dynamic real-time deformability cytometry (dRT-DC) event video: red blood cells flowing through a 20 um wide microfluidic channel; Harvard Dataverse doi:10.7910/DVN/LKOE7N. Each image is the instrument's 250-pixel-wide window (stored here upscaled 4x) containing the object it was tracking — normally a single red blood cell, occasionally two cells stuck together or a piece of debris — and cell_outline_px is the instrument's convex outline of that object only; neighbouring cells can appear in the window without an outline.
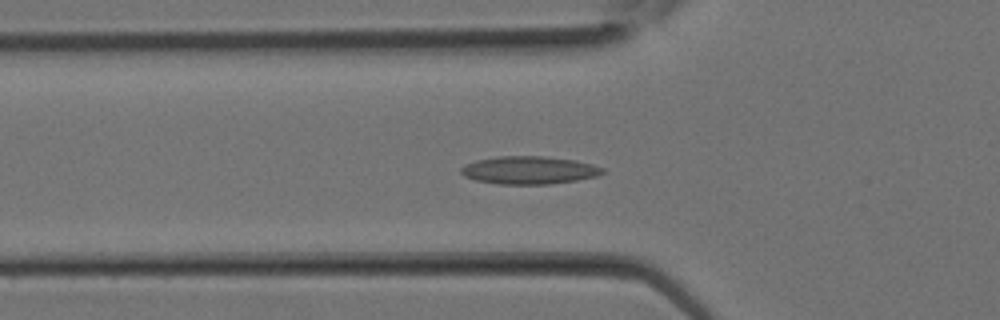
{"species": "Egyptian fruit bat (a non-hibernating species)", "species_latin": "Rousettus aegyptiacus", "temperature_condition": "room temperature", "stored_images_in_passage": 20, "camera_frame_rate_fps": 3000, "um_per_image_px": 0.085, "animal": {"sex": "female"}, "frame": {"image": 1, "passage_image": 9, "time_ms": 2.667, "image_size_px": [1000, 320], "cell_outline_px": [[604, 172], [596, 176], [576, 180], [548, 184], [500, 184], [476, 180], [464, 176], [460, 172], [460, 168], [464, 164], [476, 160], [500, 156], [544, 156], [576, 160], [592, 164], [604, 168]], "centroid_in_image_um": [44.95, 14.46], "position_along_channel_um": 80.8, "area_um2": 22.95}}
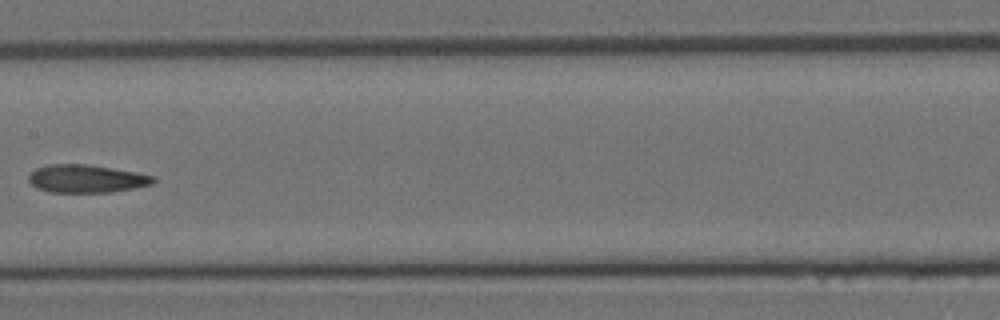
{"frame": {"image": 2, "passage_image": 14, "time_ms": 4.333, "image_size_px": [1000, 320], "cell_outline_px": [[156, 180], [152, 184], [112, 192], [52, 192], [36, 188], [28, 180], [28, 176], [36, 168], [48, 164], [88, 164], [136, 172], [156, 176]], "centroid_in_image_um": [7.35, 15.18], "position_along_channel_um": 200.1, "area_um2": 20.29}}
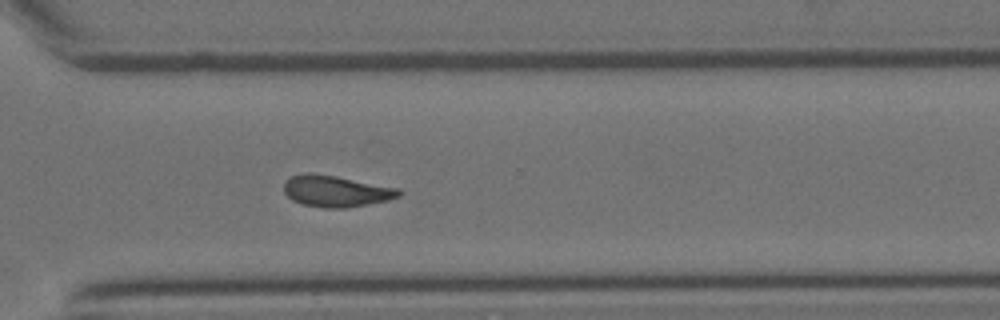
{"frame": {"image": 3, "passage_image": 20, "time_ms": 6.333, "image_size_px": [1000, 320], "cell_outline_px": [[404, 192], [400, 196], [388, 200], [368, 204], [344, 208], [324, 208], [300, 204], [292, 200], [284, 192], [284, 180], [292, 176], [304, 172], [312, 172], [336, 176], [400, 188]], "centroid_in_image_um": [28.55, 16.24], "position_along_channel_um": 342.0, "area_um2": 21.33}}